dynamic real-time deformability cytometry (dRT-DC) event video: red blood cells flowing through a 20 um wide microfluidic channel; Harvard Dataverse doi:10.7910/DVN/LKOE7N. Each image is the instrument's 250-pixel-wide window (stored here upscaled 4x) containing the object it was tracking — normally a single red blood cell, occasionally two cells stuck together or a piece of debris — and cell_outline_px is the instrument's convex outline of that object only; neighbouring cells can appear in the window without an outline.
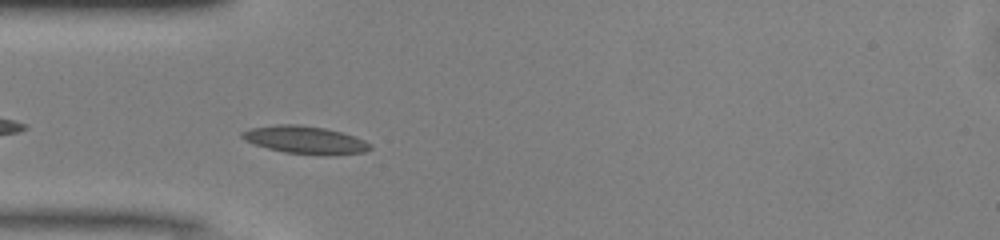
{"species": "common noctule bat (a hibernating species)", "species_latin": "Nyctalus noctula", "temperature_condition": "warm", "stored_images_in_passage": 38, "camera_frame_rate_fps": 3000, "um_per_image_px": 0.085, "animal": {"sex": "male", "body_mass_g": 13.0, "forearm_length_mm": 53.1}, "frame": {"image": 1, "passage_image": 3, "time_ms": 0.667, "image_size_px": [1000, 240], "cell_outline_px": [[372, 148], [364, 152], [324, 156], [284, 152], [268, 148], [244, 140], [240, 136], [240, 132], [252, 128], [280, 124], [300, 124], [324, 128], [340, 132], [364, 140], [372, 144]], "centroid_in_image_um": [25.94, 11.9], "position_along_channel_um": 59.1, "area_um2": 20.63}}
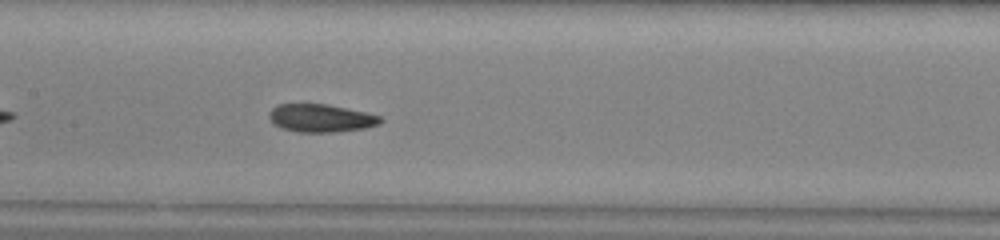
{"frame": {"image": 2, "passage_image": 12, "time_ms": 3.667, "image_size_px": [1000, 240], "cell_outline_px": [[384, 120], [380, 124], [364, 128], [332, 132], [300, 132], [284, 128], [272, 124], [268, 116], [268, 112], [276, 104], [328, 104], [364, 112], [380, 116]], "centroid_in_image_um": [27.25, 10.03], "position_along_channel_um": 180.2, "area_um2": 18.09}}
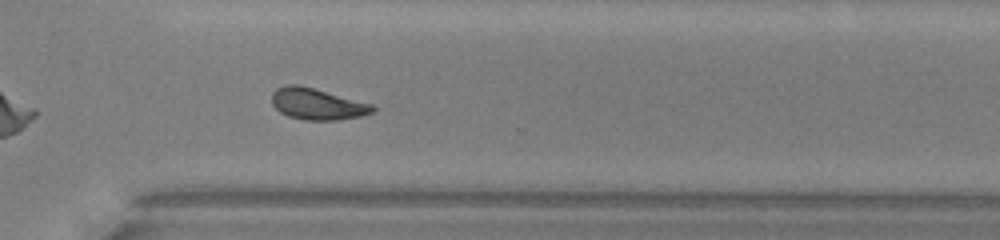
{"frame": {"image": 3, "passage_image": 24, "time_ms": 7.667, "image_size_px": [1000, 240], "cell_outline_px": [[376, 108], [372, 112], [360, 116], [336, 120], [304, 120], [288, 116], [280, 112], [272, 104], [272, 92], [276, 88], [288, 84], [296, 84], [312, 88], [372, 104]], "centroid_in_image_um": [26.93, 8.84], "position_along_channel_um": 343.7, "area_um2": 18.21}, "authors_computed_cell_mechanics": {"area_um2": 18.3804, "velocity_mm_per_s": 4.0884, "shape_relaxation_time_tau1_ms": null, "shape_relaxation_time_tau2_ms": 2.0007, "deformation_change_tau1": null, "deformation_change_tau2": 0.0845}}